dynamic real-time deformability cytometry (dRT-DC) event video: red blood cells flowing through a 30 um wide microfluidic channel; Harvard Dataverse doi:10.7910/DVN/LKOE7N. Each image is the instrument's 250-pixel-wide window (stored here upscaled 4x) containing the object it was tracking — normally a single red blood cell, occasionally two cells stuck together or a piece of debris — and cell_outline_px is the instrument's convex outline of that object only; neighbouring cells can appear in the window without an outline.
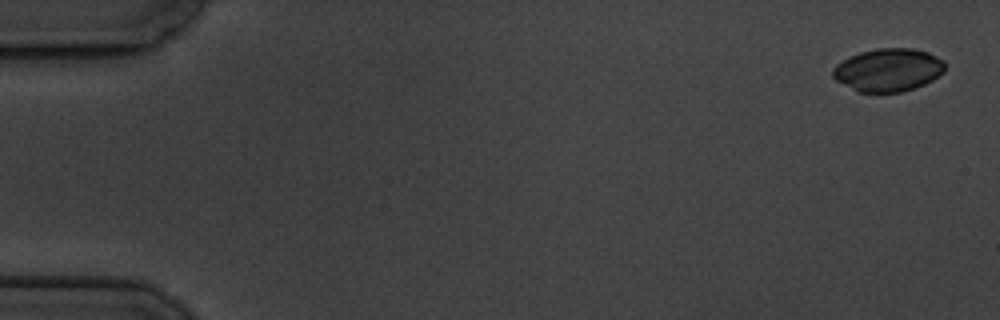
{"species": "common noctule bat (a hibernating species)", "species_latin": "Nyctalus noctula", "temperature_condition": "cold", "stored_images_in_passage": 5, "camera_frame_rate_fps": 3000, "um_per_image_px": 0.085, "animal": {"sex": "male", "body_mass_g": 19.5, "forearm_length_mm": 54.6}, "frame": {"image": 1, "passage_image": 1, "time_ms": 0.0, "image_size_px": [1000, 320], "cell_outline_px": [[944, 72], [932, 80], [924, 84], [900, 92], [860, 92], [836, 80], [832, 76], [832, 68], [836, 64], [848, 56], [860, 52], [876, 48], [912, 48], [928, 52], [944, 60]], "centroid_in_image_um": [75.48, 5.92], "position_along_channel_um": 9.5, "area_um2": 28.03}}
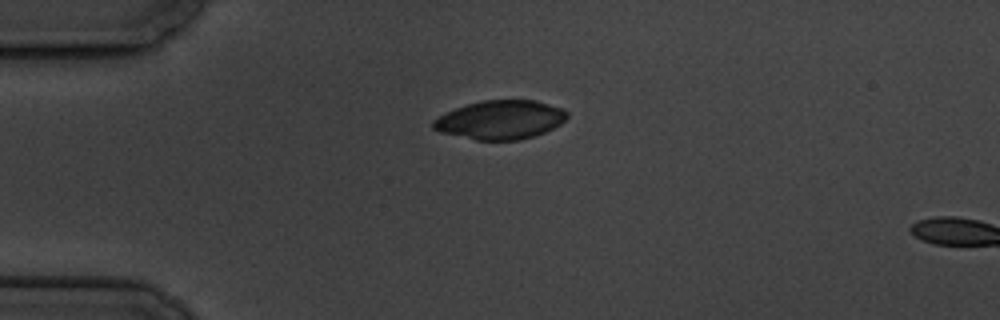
{"frame": {"image": 2, "passage_image": 4, "time_ms": 4.333, "image_size_px": [1000, 320], "cell_outline_px": [[568, 116], [560, 124], [536, 136], [520, 140], [476, 140], [440, 132], [432, 128], [432, 120], [444, 112], [468, 104], [484, 100], [536, 100], [564, 108], [568, 112]], "centroid_in_image_um": [42.53, 10.18], "position_along_channel_um": 42.5, "area_um2": 30.46}}